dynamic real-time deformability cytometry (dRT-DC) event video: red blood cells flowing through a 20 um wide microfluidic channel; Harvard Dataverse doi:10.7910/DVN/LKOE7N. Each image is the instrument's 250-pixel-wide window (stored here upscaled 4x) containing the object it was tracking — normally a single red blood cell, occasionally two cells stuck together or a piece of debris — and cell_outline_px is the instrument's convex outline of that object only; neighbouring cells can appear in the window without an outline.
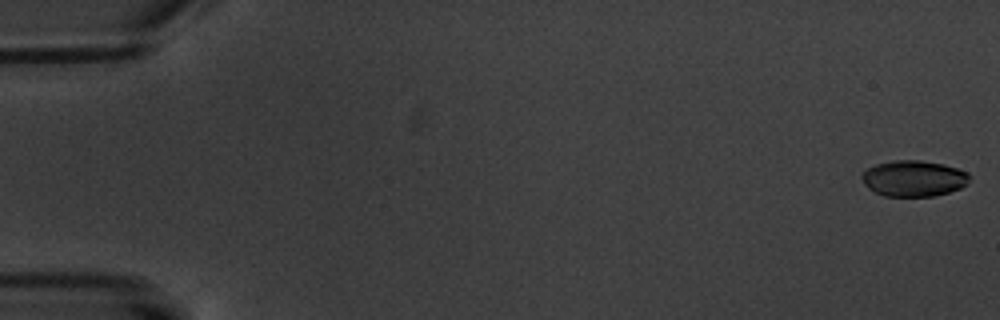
{"species": "common noctule bat (a hibernating species)", "species_latin": "Nyctalus noctula", "temperature_condition": "warm", "stored_images_in_passage": 7, "camera_frame_rate_fps": 3000, "um_per_image_px": 0.085, "animal": {"sex": "male", "body_mass_g": 20.1, "forearm_length_mm": 53.5}, "frame": {"image": 1, "passage_image": 1, "time_ms": 0.0, "image_size_px": [1000, 320], "cell_outline_px": [[972, 176], [968, 184], [960, 188], [936, 196], [884, 196], [868, 188], [864, 184], [860, 176], [860, 172], [876, 164], [896, 160], [920, 160], [944, 164], [968, 172]], "centroid_in_image_um": [77.67, 15.16], "position_along_channel_um": 7.3, "area_um2": 22.83}}
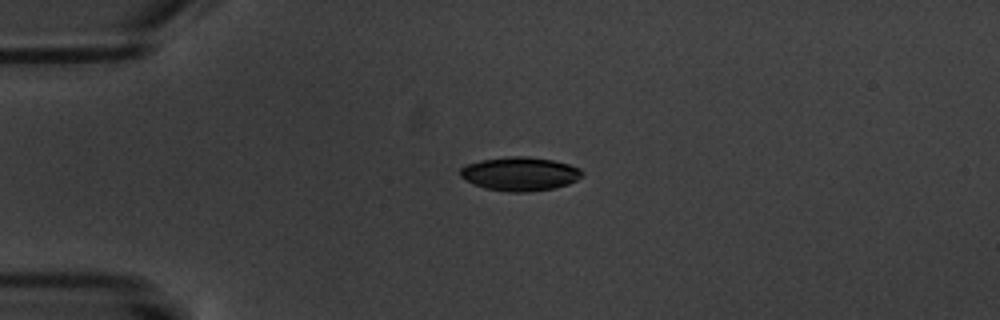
{"frame": {"image": 2, "passage_image": 5, "time_ms": 4.667, "image_size_px": [1000, 320], "cell_outline_px": [[584, 176], [568, 184], [552, 188], [528, 192], [508, 192], [484, 188], [472, 184], [460, 176], [460, 168], [464, 164], [480, 160], [508, 156], [528, 156], [552, 160], [568, 164], [580, 168], [584, 172]], "centroid_in_image_um": [44.17, 14.77], "position_along_channel_um": 40.8, "area_um2": 24.22}}